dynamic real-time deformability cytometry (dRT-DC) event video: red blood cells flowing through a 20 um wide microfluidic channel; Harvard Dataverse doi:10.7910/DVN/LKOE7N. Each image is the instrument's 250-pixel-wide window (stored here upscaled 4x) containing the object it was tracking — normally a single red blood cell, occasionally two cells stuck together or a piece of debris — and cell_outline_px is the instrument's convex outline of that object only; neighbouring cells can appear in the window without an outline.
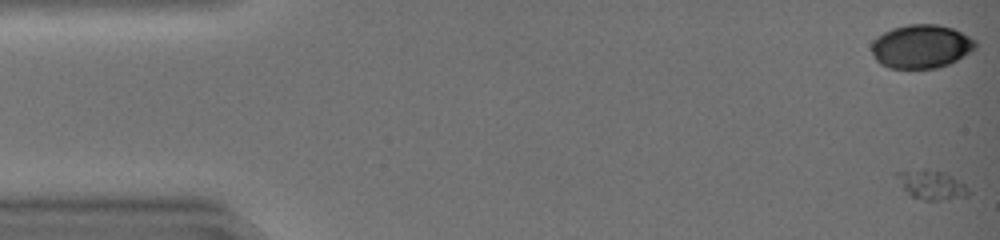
{"species": "common noctule bat (a hibernating species)", "species_latin": "Nyctalus noctula", "temperature_condition": "warm", "stored_images_in_passage": 30, "camera_frame_rate_fps": 3000, "um_per_image_px": 0.085, "animal": {"sex": "female", "body_mass_g": 19.0, "forearm_length_mm": 51.5}, "frame": {"image": 1, "passage_image": 1, "time_ms": 0.0, "image_size_px": [1000, 240], "cell_outline_px": [[968, 196], [940, 200], [924, 200], [912, 196], [904, 188], [892, 172], [924, 168], [944, 172], [952, 176], [964, 184], [968, 192]], "centroid_in_image_um": [79.13, 15.68], "position_along_channel_um": 5.9, "area_um2": 12.08}}
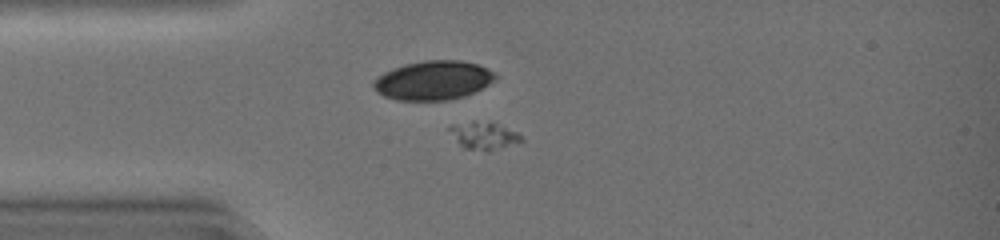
{"frame": {"image": 2, "passage_image": 13, "time_ms": 4.0, "image_size_px": [1000, 240], "cell_outline_px": [[524, 140], [488, 152], [464, 148], [460, 144], [448, 128], [452, 124], [472, 120], [488, 120], [516, 132]], "centroid_in_image_um": [41.1, 11.5], "position_along_channel_um": 43.9, "area_um2": 11.5}}
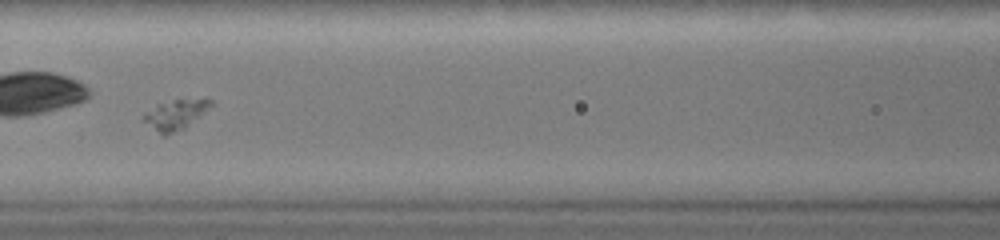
{"frame": {"image": 3, "passage_image": 22, "time_ms": 7.0, "image_size_px": [1000, 240], "cell_outline_px": [[212, 104], [184, 128], [164, 136], [144, 120], [140, 116], [160, 104], [172, 100], [212, 100]], "centroid_in_image_um": [14.87, 9.76], "position_along_channel_um": 151.7, "area_um2": 10.81}}